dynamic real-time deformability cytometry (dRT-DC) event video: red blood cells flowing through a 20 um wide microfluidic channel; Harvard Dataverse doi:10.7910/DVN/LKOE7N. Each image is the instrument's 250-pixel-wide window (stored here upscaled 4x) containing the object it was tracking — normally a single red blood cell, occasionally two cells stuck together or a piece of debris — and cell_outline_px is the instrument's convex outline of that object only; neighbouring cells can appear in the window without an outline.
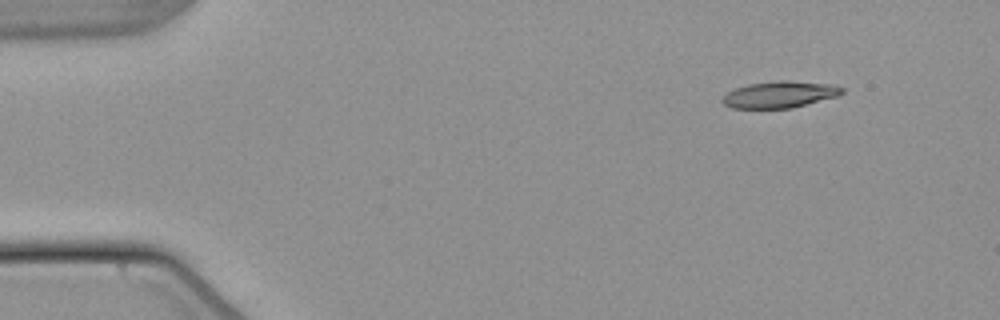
{"species": "common noctule bat (a hibernating species)", "species_latin": "Nyctalus noctula", "temperature_condition": "warm", "stored_images_in_passage": 49, "camera_frame_rate_fps": 3000, "um_per_image_px": 0.085, "animal": {"sex": "male", "body_mass_g": 21.5, "forearm_length_mm": 52.0}, "frame": {"image": 1, "passage_image": 1, "time_ms": 0.0, "image_size_px": [1000, 320], "cell_outline_px": [[844, 92], [840, 96], [792, 108], [732, 108], [724, 104], [720, 100], [728, 92], [736, 88], [748, 84], [776, 80], [788, 80], [836, 84], [844, 88]], "centroid_in_image_um": [66.35, 8.02], "position_along_channel_um": 18.7, "area_um2": 18.84}}
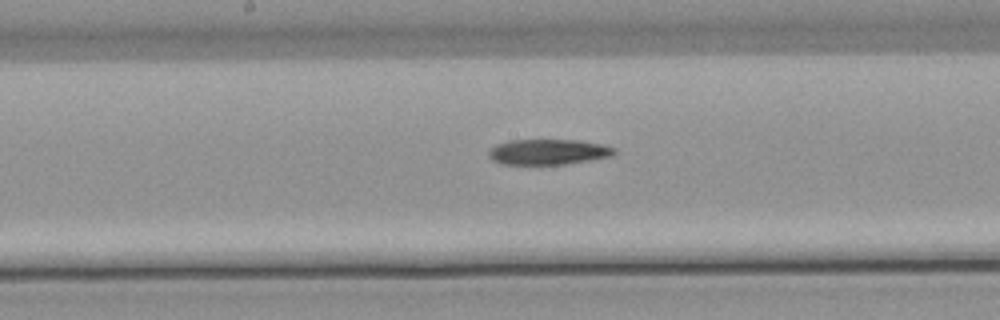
{"frame": {"image": 2, "passage_image": 23, "time_ms": 7.333, "image_size_px": [1000, 320], "cell_outline_px": [[616, 152], [612, 156], [564, 164], [500, 164], [492, 160], [488, 156], [488, 152], [496, 144], [508, 140], [580, 140], [600, 144], [616, 148]], "centroid_in_image_um": [46.57, 12.91], "position_along_channel_um": 201.6, "area_um2": 18.61}}
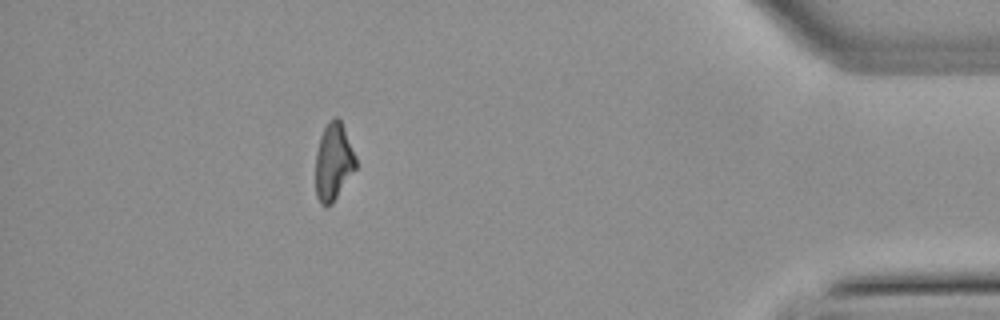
{"frame": {"image": 3, "passage_image": 43, "time_ms": 14.0, "image_size_px": [1000, 320], "cell_outline_px": [[356, 168], [332, 204], [320, 204], [316, 196], [316, 152], [320, 136], [324, 128], [336, 116], [340, 120], [344, 128], [356, 156]], "centroid_in_image_um": [28.34, 13.77], "position_along_channel_um": 406.9, "area_um2": 17.86}}